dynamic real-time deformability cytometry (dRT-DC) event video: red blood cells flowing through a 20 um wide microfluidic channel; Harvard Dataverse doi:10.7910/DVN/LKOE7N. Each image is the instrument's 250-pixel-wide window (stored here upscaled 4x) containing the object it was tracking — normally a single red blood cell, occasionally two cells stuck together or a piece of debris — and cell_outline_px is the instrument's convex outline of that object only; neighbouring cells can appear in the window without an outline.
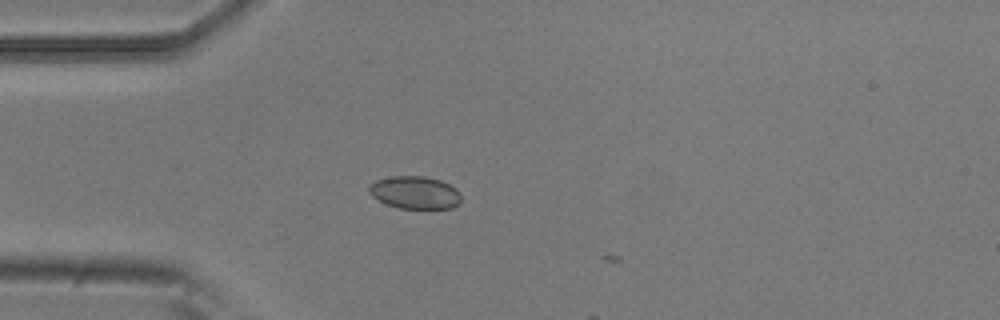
{"species": "common noctule bat (a hibernating species)", "species_latin": "Nyctalus noctula", "temperature_condition": "room temperature", "stored_images_in_passage": 1, "camera_frame_rate_fps": 3000, "um_per_image_px": 0.085, "animal": {"sex": "male", "body_mass_g": 20.5, "forearm_length_mm": 52.5}, "frame": {"image": 1, "passage_image": 1, "time_ms": 0.0, "image_size_px": [1000, 320], "cell_outline_px": [[460, 200], [452, 208], [400, 208], [388, 204], [372, 196], [368, 192], [368, 188], [376, 180], [392, 176], [424, 176], [440, 180], [456, 188], [460, 192]], "centroid_in_image_um": [35.27, 16.35], "position_along_channel_um": 49.7, "area_um2": 17.28}}